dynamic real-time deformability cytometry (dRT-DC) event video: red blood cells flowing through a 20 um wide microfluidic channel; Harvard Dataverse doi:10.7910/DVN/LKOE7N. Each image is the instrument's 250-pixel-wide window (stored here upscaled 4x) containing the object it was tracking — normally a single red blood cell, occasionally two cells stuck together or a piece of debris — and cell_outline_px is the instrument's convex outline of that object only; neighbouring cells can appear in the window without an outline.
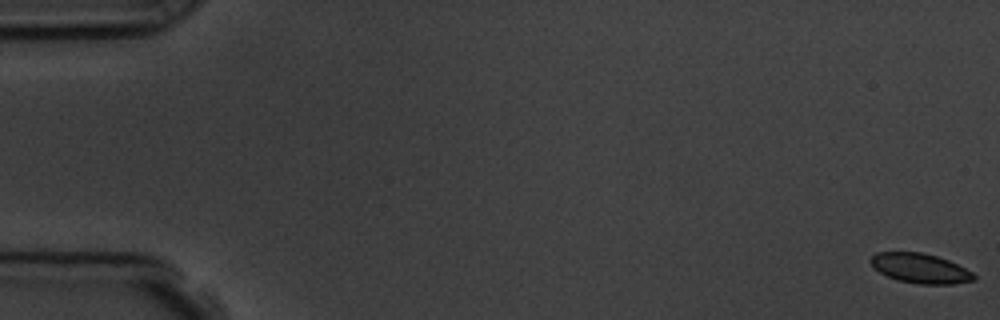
{"species": "common noctule bat (a hibernating species)", "species_latin": "Nyctalus noctula", "temperature_condition": "room temperature", "stored_images_in_passage": 12, "camera_frame_rate_fps": 3000, "um_per_image_px": 0.085, "animal": {"sex": "male", "body_mass_g": 19.5, "forearm_length_mm": 54.6}, "frame": {"image": 1, "passage_image": 1, "time_ms": 0.0, "image_size_px": [1000, 320], "cell_outline_px": [[976, 280], [952, 284], [920, 284], [900, 280], [888, 276], [880, 272], [868, 260], [876, 252], [920, 252], [936, 256], [948, 260], [972, 272], [976, 276]], "centroid_in_image_um": [78.23, 22.8], "position_along_channel_um": 6.8, "area_um2": 17.63}}
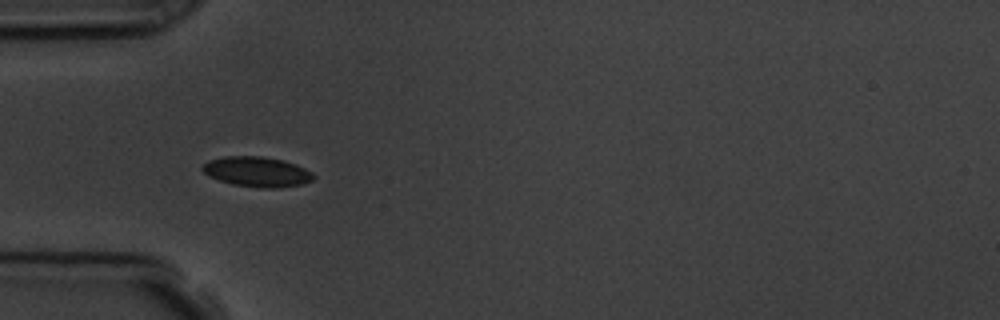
{"frame": {"image": 2, "passage_image": 6, "time_ms": 5.667, "image_size_px": [1000, 320], "cell_outline_px": [[316, 176], [312, 180], [300, 184], [280, 188], [260, 188], [232, 184], [208, 176], [200, 168], [208, 160], [224, 156], [260, 156], [284, 160], [296, 164], [312, 172]], "centroid_in_image_um": [21.84, 14.6], "position_along_channel_um": 63.2, "area_um2": 19.54}}